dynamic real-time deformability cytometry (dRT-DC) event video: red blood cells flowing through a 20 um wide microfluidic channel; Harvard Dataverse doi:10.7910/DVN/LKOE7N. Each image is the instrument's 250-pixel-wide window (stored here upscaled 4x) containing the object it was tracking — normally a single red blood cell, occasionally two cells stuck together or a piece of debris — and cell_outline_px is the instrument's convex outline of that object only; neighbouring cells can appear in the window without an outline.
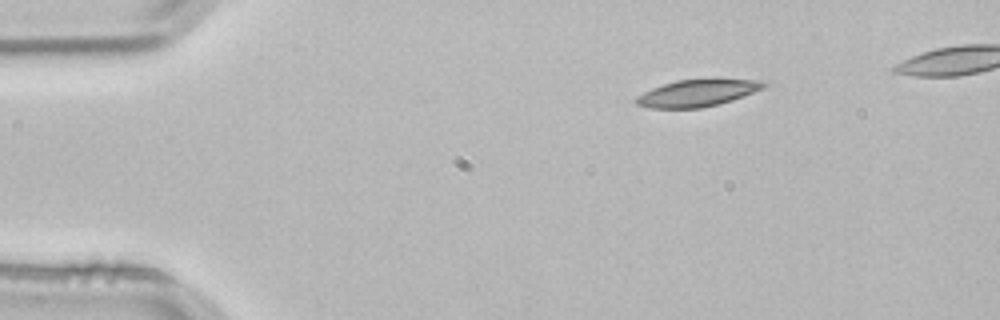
{"species": "common noctule bat (a hibernating species)", "species_latin": "Nyctalus noctula", "temperature_condition": "room temperature", "stored_images_in_passage": 42, "camera_frame_rate_fps": 3000, "um_per_image_px": 0.085, "animal": {"sex": "male", "body_mass_g": 21.5, "forearm_length_mm": 52.0}, "frame": {"image": 1, "passage_image": 1, "time_ms": 0.0, "image_size_px": [1000, 320], "cell_outline_px": [[768, 84], [764, 88], [744, 96], [732, 100], [700, 108], [652, 108], [636, 104], [632, 100], [636, 96], [652, 88], [676, 80], [764, 80]], "centroid_in_image_um": [59.24, 7.92], "position_along_channel_um": 25.8, "area_um2": 19.71}}
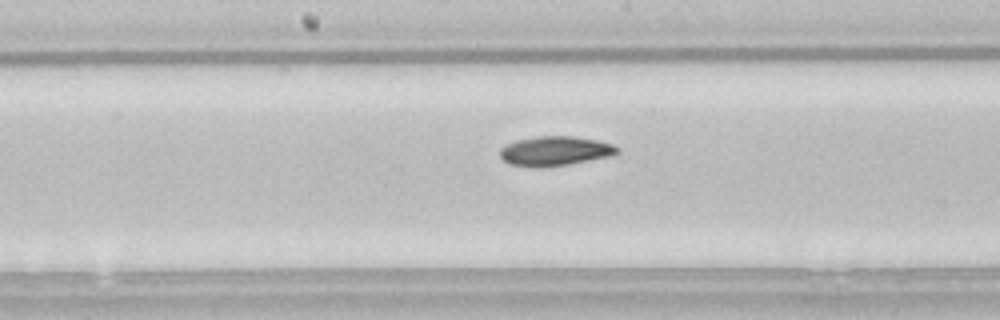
{"frame": {"image": 2, "passage_image": 20, "time_ms": 6.333, "image_size_px": [1000, 320], "cell_outline_px": [[620, 152], [608, 156], [568, 164], [540, 168], [536, 168], [512, 164], [504, 160], [500, 156], [500, 148], [516, 140], [536, 136], [572, 136], [596, 140], [612, 144], [620, 148]], "centroid_in_image_um": [47.17, 12.83], "position_along_channel_um": 201.0, "area_um2": 20.0}}
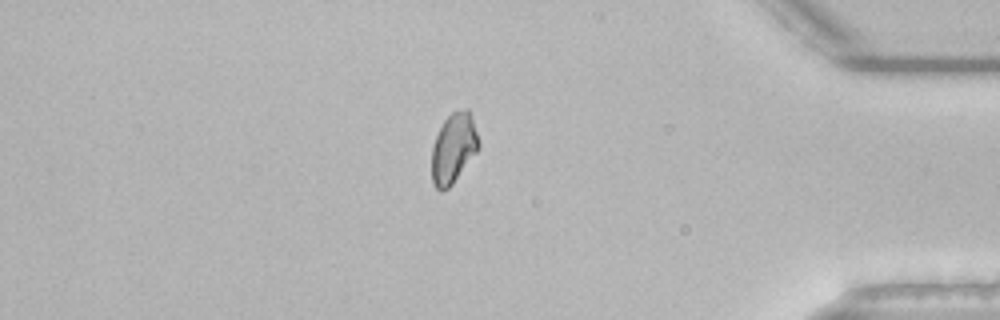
{"frame": {"image": 3, "passage_image": 38, "time_ms": 12.333, "image_size_px": [1000, 320], "cell_outline_px": [[480, 148], [452, 184], [448, 188], [440, 192], [432, 184], [432, 148], [436, 136], [444, 120], [452, 112], [464, 108], [468, 108], [472, 116], [480, 144]], "centroid_in_image_um": [38.56, 12.6], "position_along_channel_um": 396.6, "area_um2": 19.19}}